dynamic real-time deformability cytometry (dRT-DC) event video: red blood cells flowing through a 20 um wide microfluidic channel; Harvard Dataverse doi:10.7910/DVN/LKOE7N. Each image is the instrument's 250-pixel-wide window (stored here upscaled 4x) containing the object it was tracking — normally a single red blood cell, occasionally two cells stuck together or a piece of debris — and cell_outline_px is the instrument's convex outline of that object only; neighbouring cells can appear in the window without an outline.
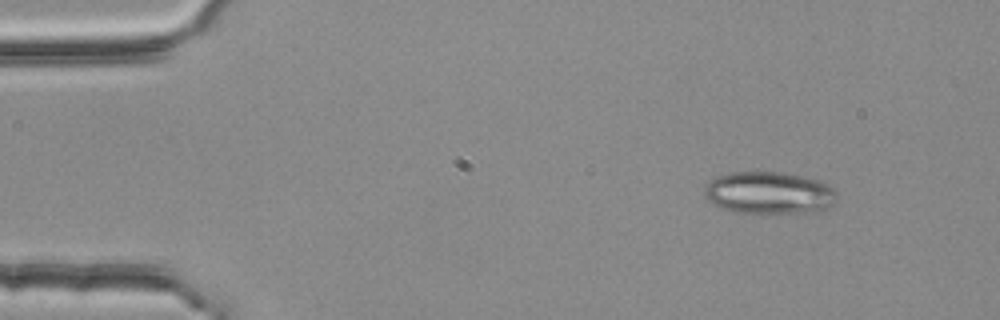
{"species": "common noctule bat (a hibernating species)", "species_latin": "Nyctalus noctula", "temperature_condition": "room temperature", "stored_images_in_passage": 3, "camera_frame_rate_fps": 3000, "um_per_image_px": 0.085, "animal": {"sex": "female", "body_mass_g": 25.1}, "frame": {"image": 1, "passage_image": 1, "time_ms": 0.0, "image_size_px": [1000, 320], "cell_outline_px": [[836, 196], [832, 204], [828, 208], [816, 212], [736, 212], [712, 204], [704, 196], [704, 188], [712, 180], [720, 176], [732, 172], [780, 172], [804, 176], [828, 184], [836, 192]], "centroid_in_image_um": [65.38, 16.39], "position_along_channel_um": 19.6, "area_um2": 32.19}}